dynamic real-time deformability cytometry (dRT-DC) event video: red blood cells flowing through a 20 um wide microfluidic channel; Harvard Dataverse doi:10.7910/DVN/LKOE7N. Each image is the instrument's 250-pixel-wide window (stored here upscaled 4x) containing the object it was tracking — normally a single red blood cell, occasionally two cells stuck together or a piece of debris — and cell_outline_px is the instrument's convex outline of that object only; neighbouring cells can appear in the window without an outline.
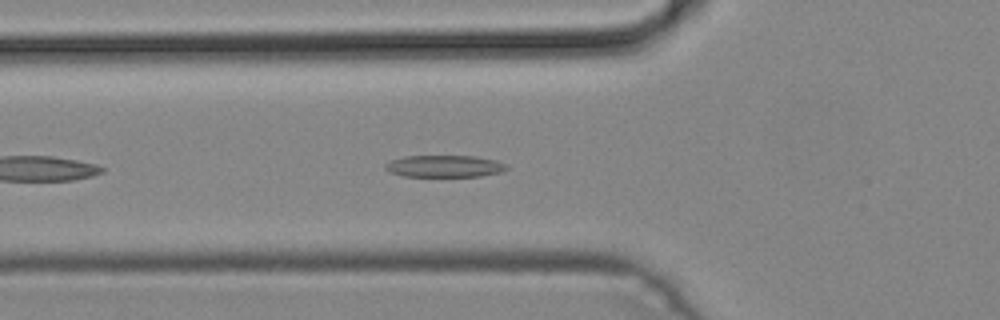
{"species": "common noctule bat (a hibernating species)", "species_latin": "Nyctalus noctula", "temperature_condition": "cold", "stored_images_in_passage": 36, "camera_frame_rate_fps": 3000, "um_per_image_px": 0.085, "animal": {"sex": "male", "body_mass_g": 19.2, "forearm_length_mm": 51.8}, "frame": {"image": 1, "passage_image": 5, "time_ms": 1.333, "image_size_px": [1000, 320], "cell_outline_px": [[508, 168], [500, 172], [480, 176], [404, 176], [388, 172], [384, 168], [384, 164], [392, 160], [404, 156], [476, 156], [496, 160], [508, 164]], "centroid_in_image_um": [37.78, 14.12], "position_along_channel_um": 88.0, "area_um2": 15.55}}
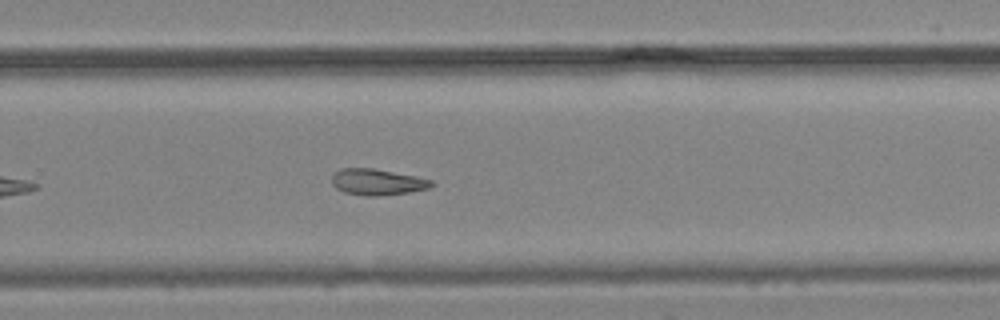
{"frame": {"image": 2, "passage_image": 20, "time_ms": 6.333, "image_size_px": [1000, 320], "cell_outline_px": [[436, 184], [428, 188], [408, 192], [376, 196], [364, 196], [344, 192], [336, 188], [332, 184], [332, 176], [340, 168], [372, 168], [416, 176], [432, 180]], "centroid_in_image_um": [32.06, 15.47], "position_along_channel_um": 297.7, "area_um2": 15.14}}
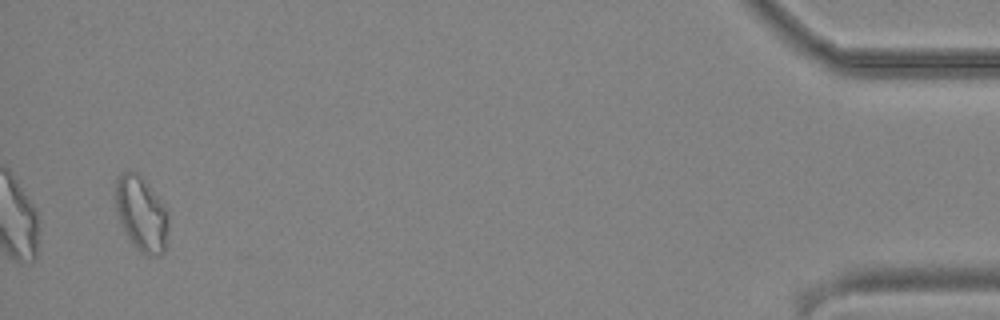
{"frame": {"image": 3, "passage_image": 35, "time_ms": 11.333, "image_size_px": [1000, 320], "cell_outline_px": [[168, 228], [164, 252], [160, 256], [148, 256], [140, 252], [136, 248], [120, 224], [116, 212], [116, 176], [124, 172], [136, 172], [148, 184], [160, 200], [168, 212]], "centroid_in_image_um": [12.02, 18.2], "position_along_channel_um": 423.2, "area_um2": 23.0}}